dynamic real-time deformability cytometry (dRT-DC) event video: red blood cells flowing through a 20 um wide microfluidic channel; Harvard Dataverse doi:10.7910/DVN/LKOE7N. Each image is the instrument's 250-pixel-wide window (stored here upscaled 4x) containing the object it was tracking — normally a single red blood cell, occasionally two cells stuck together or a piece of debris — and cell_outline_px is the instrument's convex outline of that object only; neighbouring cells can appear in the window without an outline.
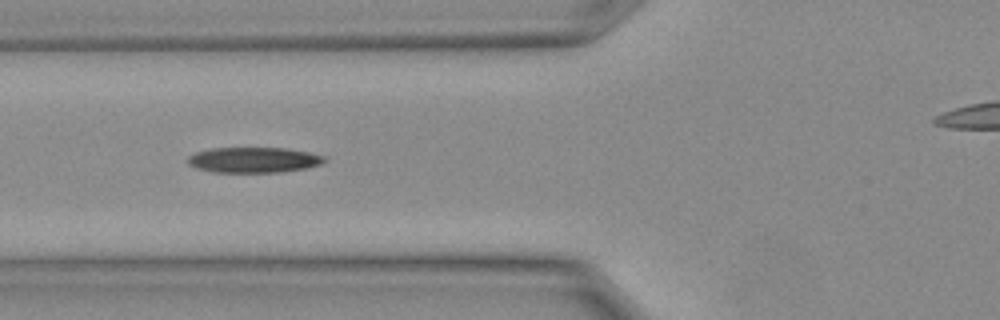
{"species": "Egyptian fruit bat (a non-hibernating species)", "species_latin": "Rousettus aegyptiacus", "temperature_condition": "warm", "stored_images_in_passage": 9, "camera_frame_rate_fps": 3000, "um_per_image_px": 0.085, "animal": {"sex": "female"}, "frame": {"image": 1, "passage_image": 6, "time_ms": 1.667, "image_size_px": [1000, 320], "cell_outline_px": [[328, 160], [320, 164], [304, 168], [280, 172], [212, 172], [196, 168], [188, 164], [188, 156], [196, 152], [212, 148], [288, 148], [308, 152], [324, 156]], "centroid_in_image_um": [21.55, 13.59], "position_along_channel_um": 104.2, "area_um2": 20.23}}